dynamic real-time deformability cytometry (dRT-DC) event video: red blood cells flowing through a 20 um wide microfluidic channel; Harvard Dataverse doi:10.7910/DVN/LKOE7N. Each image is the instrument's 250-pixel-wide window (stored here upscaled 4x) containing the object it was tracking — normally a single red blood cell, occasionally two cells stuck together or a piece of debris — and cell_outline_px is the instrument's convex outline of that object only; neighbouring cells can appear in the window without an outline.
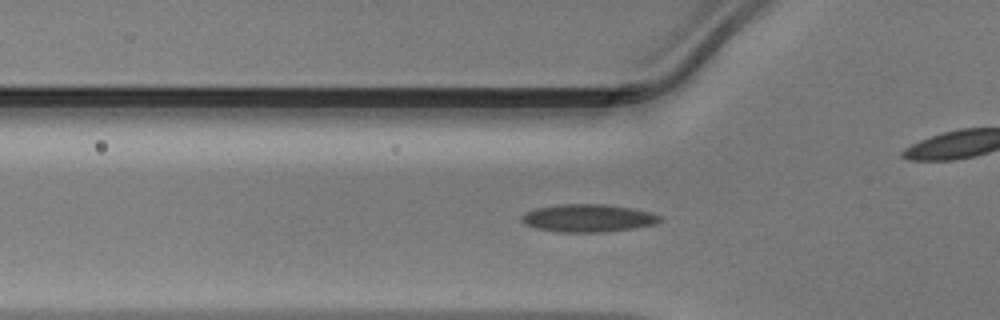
{"species": "Egyptian fruit bat (a non-hibernating species)", "species_latin": "Rousettus aegyptiacus", "temperature_condition": "warm", "stored_images_in_passage": 43, "camera_frame_rate_fps": 3000, "um_per_image_px": 0.085, "animal": {"sex": "male"}, "frame": {"image": 1, "passage_image": 10, "time_ms": 3.0, "image_size_px": [1000, 320], "cell_outline_px": [[664, 220], [656, 224], [632, 228], [596, 232], [560, 232], [536, 228], [520, 220], [520, 216], [524, 212], [536, 208], [560, 204], [604, 204], [632, 208], [652, 212], [660, 216]], "centroid_in_image_um": [50.0, 18.53], "position_along_channel_um": 75.8, "area_um2": 22.31}}
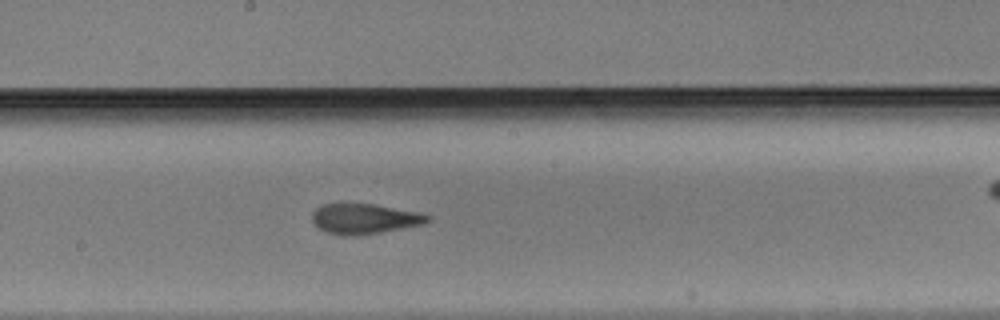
{"frame": {"image": 2, "passage_image": 20, "time_ms": 6.333, "image_size_px": [1000, 320], "cell_outline_px": [[432, 216], [424, 224], [380, 232], [352, 236], [348, 236], [328, 232], [320, 228], [312, 220], [312, 212], [316, 208], [324, 204], [376, 204], [420, 212]], "centroid_in_image_um": [31.01, 18.58], "position_along_channel_um": 217.2, "area_um2": 20.11}}
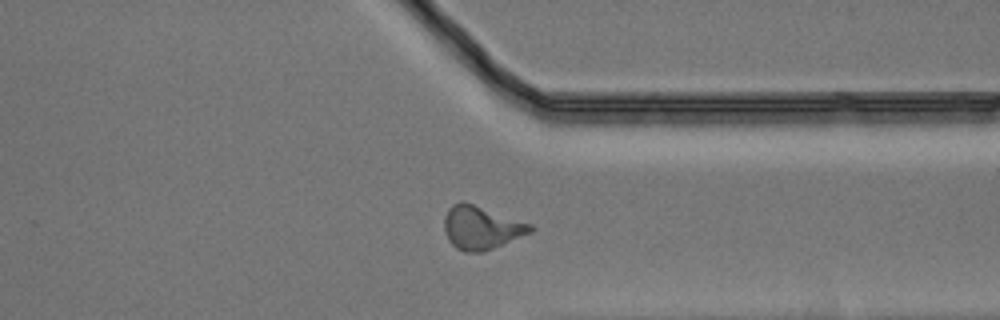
{"frame": {"image": 3, "passage_image": 31, "time_ms": 10.0, "image_size_px": [1000, 320], "cell_outline_px": [[536, 228], [532, 232], [484, 252], [464, 252], [456, 248], [448, 240], [444, 228], [444, 216], [448, 208], [452, 204], [460, 200], [464, 200], [532, 224]], "centroid_in_image_um": [40.9, 19.33], "position_along_channel_um": 370.5, "area_um2": 22.08}}